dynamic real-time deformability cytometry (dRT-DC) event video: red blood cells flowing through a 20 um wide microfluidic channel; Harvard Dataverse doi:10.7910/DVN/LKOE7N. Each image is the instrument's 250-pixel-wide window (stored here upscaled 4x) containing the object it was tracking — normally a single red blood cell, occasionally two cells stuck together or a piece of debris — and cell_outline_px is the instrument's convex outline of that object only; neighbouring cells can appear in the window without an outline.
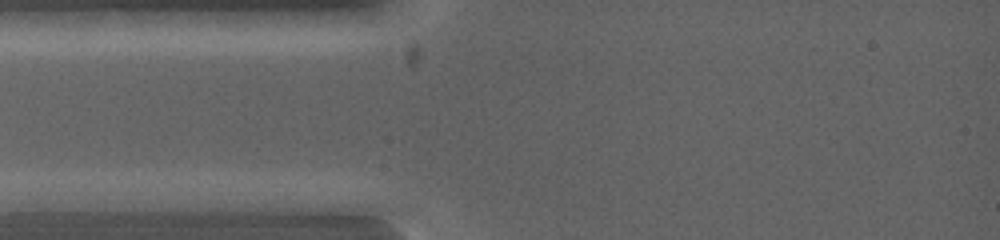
{"species": "common noctule bat (a hibernating species)", "species_latin": "Nyctalus noctula", "temperature_condition": "warm", "stored_images_in_passage": 4, "camera_frame_rate_fps": 5000, "um_per_image_px": 0.085, "animal": {"sex": "female", "body_mass_g": 19.0, "forearm_length_mm": 53.3}, "frame": {"image": 1, "passage_image": 1, "time_ms": 0.0, "image_size_px": [1000, 240], "cell_outline_px": [[308, 200], [304, 216], [296, 216], [152, 212], [136, 200], [172, 192], [288, 192]], "centroid_in_image_um": [19.38, 17.28], "position_along_channel_um": 65.6, "area_um2": 24.74}}